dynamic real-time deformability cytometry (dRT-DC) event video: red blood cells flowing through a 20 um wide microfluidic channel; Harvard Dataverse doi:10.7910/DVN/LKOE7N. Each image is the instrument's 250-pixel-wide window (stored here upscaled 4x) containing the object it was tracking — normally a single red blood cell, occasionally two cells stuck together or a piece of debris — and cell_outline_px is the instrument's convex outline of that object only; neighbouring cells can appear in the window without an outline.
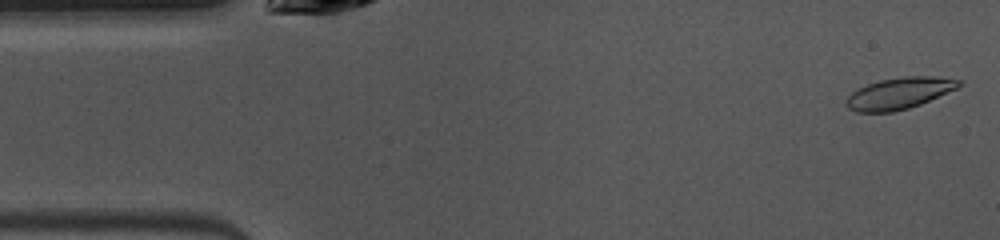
{"species": "common noctule bat (a hibernating species)", "species_latin": "Nyctalus noctula", "temperature_condition": "warm", "stored_images_in_passage": 48, "camera_frame_rate_fps": 3000, "um_per_image_px": 0.085, "animal": {"sex": "female", "body_mass_g": 10.0, "forearm_length_mm": 53.1}, "frame": {"image": 1, "passage_image": 1, "time_ms": 0.0, "image_size_px": [1000, 240], "cell_outline_px": [[960, 84], [956, 88], [920, 104], [908, 108], [892, 112], [856, 112], [848, 108], [844, 104], [848, 96], [852, 92], [868, 84], [880, 80], [904, 76], [932, 76], [960, 80]], "centroid_in_image_um": [76.38, 7.93], "position_along_channel_um": 8.6, "area_um2": 20.35}}
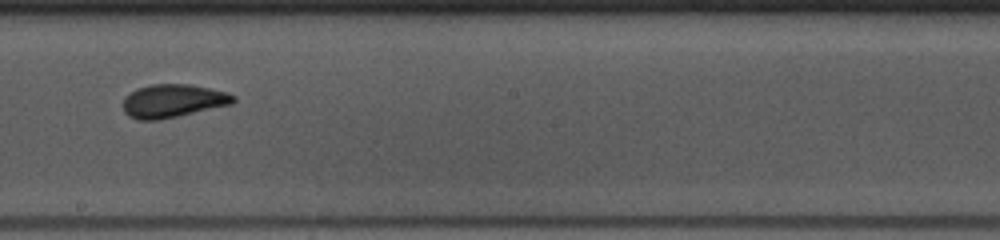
{"frame": {"image": 2, "passage_image": 25, "time_ms": 8.0, "image_size_px": [1000, 240], "cell_outline_px": [[236, 100], [232, 104], [160, 120], [136, 120], [128, 116], [124, 112], [124, 96], [136, 88], [152, 84], [192, 84], [228, 92], [236, 96]], "centroid_in_image_um": [14.7, 8.57], "position_along_channel_um": 233.5, "area_um2": 21.62}}
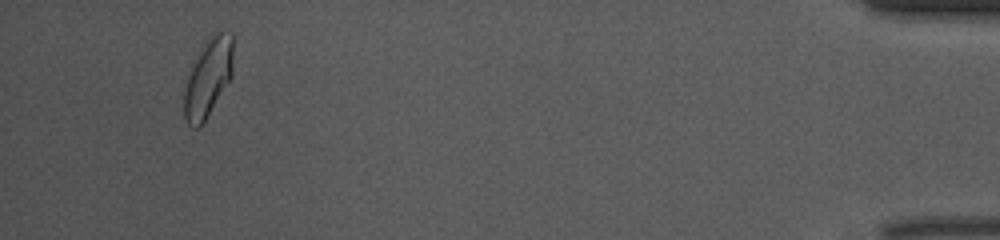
{"frame": {"image": 3, "passage_image": 45, "time_ms": 14.667, "image_size_px": [1000, 240], "cell_outline_px": [[232, 76], [200, 128], [192, 128], [188, 124], [184, 116], [184, 92], [192, 60], [196, 52], [204, 40], [216, 28], [232, 32]], "centroid_in_image_um": [17.68, 6.51], "position_along_channel_um": 417.5, "area_um2": 23.0}, "authors_computed_cell_mechanics": {"area_um2": 20.9525, "velocity_mm_per_s": 3.9765, "shape_relaxation_time_tau1_ms": 3.5196, "shape_relaxation_time_tau2_ms": 1.4655, "deformation_change_tau1": 0.1359, "deformation_change_tau2": 0.0409}}